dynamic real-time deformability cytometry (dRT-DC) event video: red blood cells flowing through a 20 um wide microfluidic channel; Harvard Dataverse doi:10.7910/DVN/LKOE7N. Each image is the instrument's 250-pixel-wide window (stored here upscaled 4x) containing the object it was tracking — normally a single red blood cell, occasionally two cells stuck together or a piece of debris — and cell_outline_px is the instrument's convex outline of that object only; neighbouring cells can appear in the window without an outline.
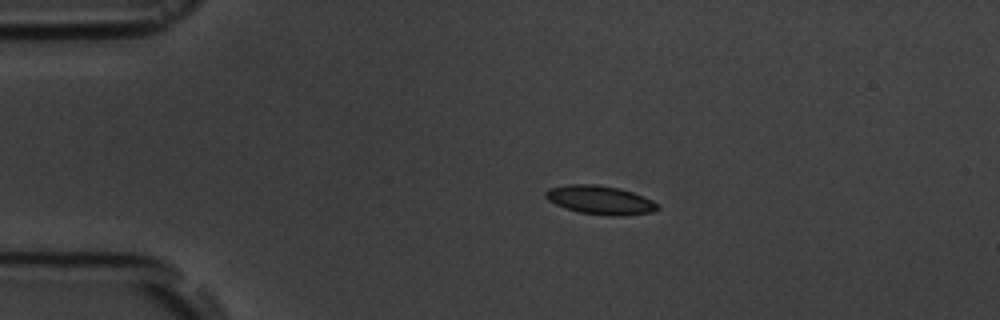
{"species": "common noctule bat (a hibernating species)", "species_latin": "Nyctalus noctula", "temperature_condition": "room temperature", "stored_images_in_passage": 4, "camera_frame_rate_fps": 3000, "um_per_image_px": 0.085, "animal": {"sex": "male", "body_mass_g": 19.5, "forearm_length_mm": 54.6}, "frame": {"image": 1, "passage_image": 1, "time_ms": 0.0, "image_size_px": [1000, 320], "cell_outline_px": [[660, 208], [652, 212], [624, 216], [608, 216], [580, 212], [556, 204], [548, 200], [544, 196], [544, 192], [548, 188], [568, 184], [600, 184], [620, 188], [632, 192], [652, 200], [660, 204]], "centroid_in_image_um": [51.03, 16.99], "position_along_channel_um": 34.0, "area_um2": 18.9}}
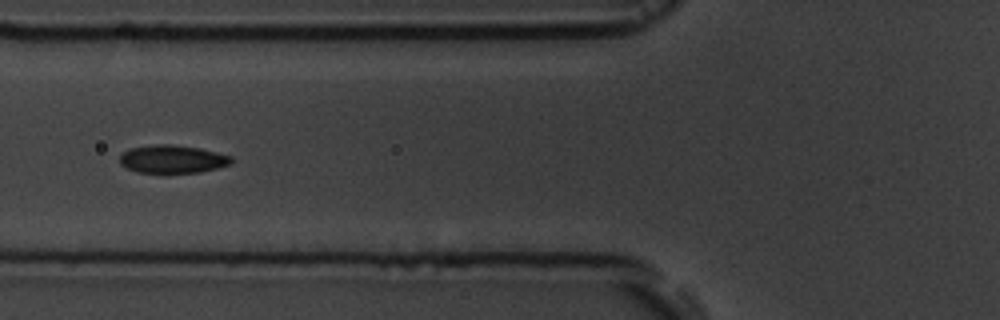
{"frame": {"image": 2, "passage_image": 3, "time_ms": 3.333, "image_size_px": [1000, 320], "cell_outline_px": [[232, 164], [200, 172], [164, 176], [136, 172], [120, 164], [120, 156], [124, 152], [132, 148], [156, 144], [172, 144], [200, 148], [232, 156]], "centroid_in_image_um": [14.66, 13.57], "position_along_channel_um": 111.1, "area_um2": 18.96}}
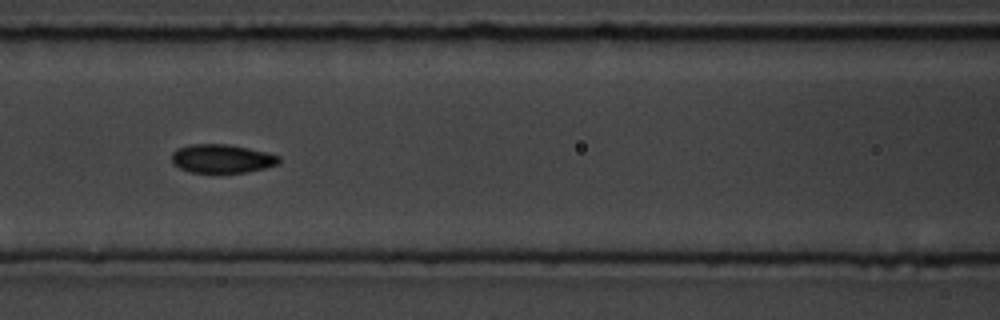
{"frame": {"image": 3, "passage_image": 4, "time_ms": 4.333, "image_size_px": [1000, 320], "cell_outline_px": [[280, 164], [264, 168], [244, 172], [192, 172], [180, 168], [172, 164], [172, 152], [176, 148], [188, 144], [228, 144], [248, 148], [280, 156]], "centroid_in_image_um": [18.83, 13.47], "position_along_channel_um": 147.8, "area_um2": 17.86}}